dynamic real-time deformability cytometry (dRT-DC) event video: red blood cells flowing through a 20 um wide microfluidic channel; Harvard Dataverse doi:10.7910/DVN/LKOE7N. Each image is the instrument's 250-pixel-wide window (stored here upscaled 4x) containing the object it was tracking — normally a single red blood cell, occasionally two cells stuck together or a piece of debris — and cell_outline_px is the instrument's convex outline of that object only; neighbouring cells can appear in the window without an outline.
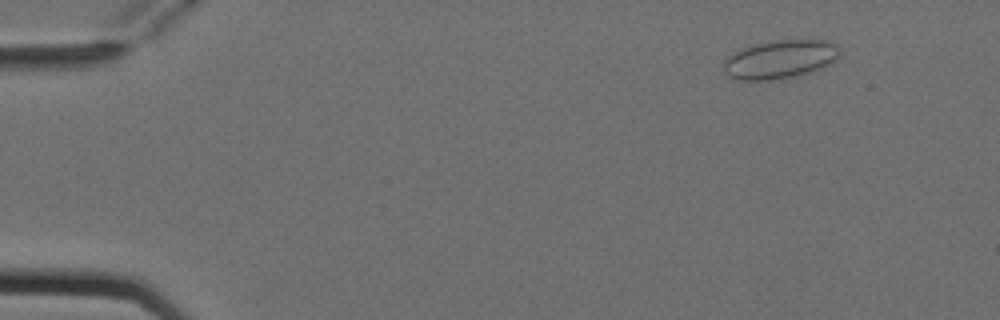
{"species": "Egyptian fruit bat (a non-hibernating species)", "species_latin": "Rousettus aegyptiacus", "temperature_condition": "cold", "stored_images_in_passage": 4, "camera_frame_rate_fps": 3000, "um_per_image_px": 0.085, "animal": {"sex": "female"}, "frame": {"image": 1, "passage_image": 1, "time_ms": 0.0, "image_size_px": [1000, 320], "cell_outline_px": [[840, 56], [832, 64], [812, 72], [796, 76], [772, 80], [732, 80], [724, 72], [724, 60], [732, 52], [740, 48], [756, 44], [780, 40], [828, 40], [836, 44], [840, 48]], "centroid_in_image_um": [66.32, 5.05], "position_along_channel_um": 18.7, "area_um2": 26.53}}